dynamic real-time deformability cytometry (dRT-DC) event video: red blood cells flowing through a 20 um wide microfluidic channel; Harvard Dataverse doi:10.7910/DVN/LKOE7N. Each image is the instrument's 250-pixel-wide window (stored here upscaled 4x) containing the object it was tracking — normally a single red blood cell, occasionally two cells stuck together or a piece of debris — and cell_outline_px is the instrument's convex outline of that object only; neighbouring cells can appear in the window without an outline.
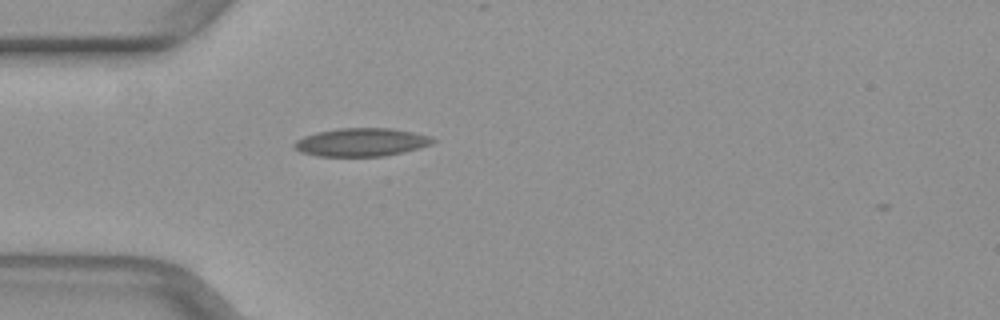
{"species": "common noctule bat (a hibernating species)", "species_latin": "Nyctalus noctula", "temperature_condition": "warm", "stored_images_in_passage": 2, "camera_frame_rate_fps": 3000, "um_per_image_px": 0.085, "animal": {"sex": "female", "body_mass_g": 29.2, "forearm_length_mm": 56.3}, "frame": {"image": 1, "passage_image": 1, "time_ms": 0.0, "image_size_px": [1000, 320], "cell_outline_px": [[436, 140], [432, 144], [420, 148], [404, 152], [384, 156], [316, 156], [300, 152], [292, 144], [296, 140], [304, 136], [316, 132], [336, 128], [392, 128], [412, 132], [428, 136]], "centroid_in_image_um": [30.7, 12.09], "position_along_channel_um": 54.3, "area_um2": 22.83}}